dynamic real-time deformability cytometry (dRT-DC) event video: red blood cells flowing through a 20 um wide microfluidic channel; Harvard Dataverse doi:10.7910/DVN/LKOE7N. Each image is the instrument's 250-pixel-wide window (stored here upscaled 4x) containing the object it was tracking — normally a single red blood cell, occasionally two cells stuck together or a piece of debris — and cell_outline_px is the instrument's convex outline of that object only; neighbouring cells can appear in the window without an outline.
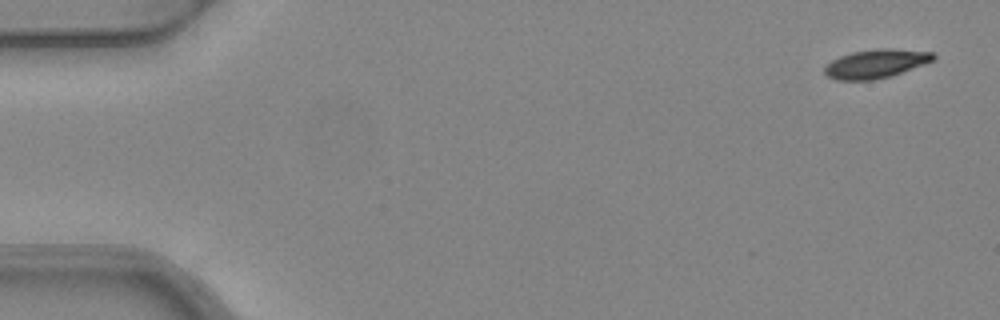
{"species": "common noctule bat (a hibernating species)", "species_latin": "Nyctalus noctula", "temperature_condition": "warm", "stored_images_in_passage": 4, "camera_frame_rate_fps": 3000, "um_per_image_px": 0.085, "animal": {"sex": "female", "body_mass_g": 24.6, "forearm_length_mm": 56.2}, "frame": {"image": 1, "passage_image": 1, "time_ms": 0.0, "image_size_px": [1000, 320], "cell_outline_px": [[936, 60], [888, 76], [872, 80], [836, 80], [828, 76], [824, 72], [824, 68], [832, 60], [840, 56], [852, 52], [880, 48], [892, 48], [932, 52], [936, 56]], "centroid_in_image_um": [74.46, 5.4], "position_along_channel_um": 10.5, "area_um2": 18.03}}
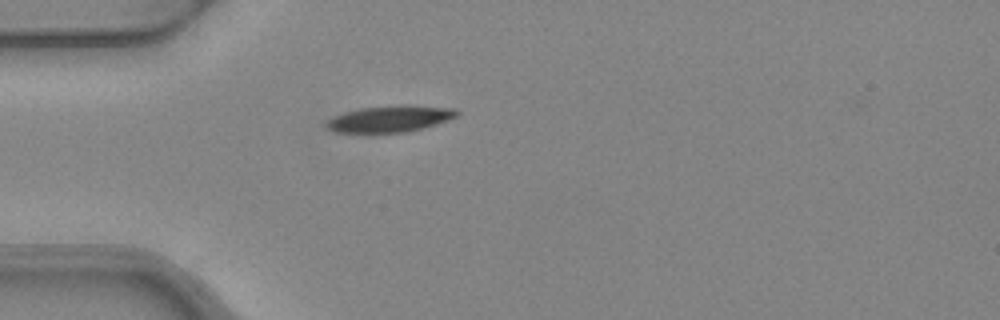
{"frame": {"image": 2, "passage_image": 4, "time_ms": 1.0, "image_size_px": [1000, 320], "cell_outline_px": [[460, 112], [456, 116], [436, 124], [408, 132], [336, 132], [324, 128], [324, 124], [332, 116], [344, 112], [360, 108], [404, 104], [456, 108]], "centroid_in_image_um": [33.12, 10.08], "position_along_channel_um": 51.9, "area_um2": 20.23}}